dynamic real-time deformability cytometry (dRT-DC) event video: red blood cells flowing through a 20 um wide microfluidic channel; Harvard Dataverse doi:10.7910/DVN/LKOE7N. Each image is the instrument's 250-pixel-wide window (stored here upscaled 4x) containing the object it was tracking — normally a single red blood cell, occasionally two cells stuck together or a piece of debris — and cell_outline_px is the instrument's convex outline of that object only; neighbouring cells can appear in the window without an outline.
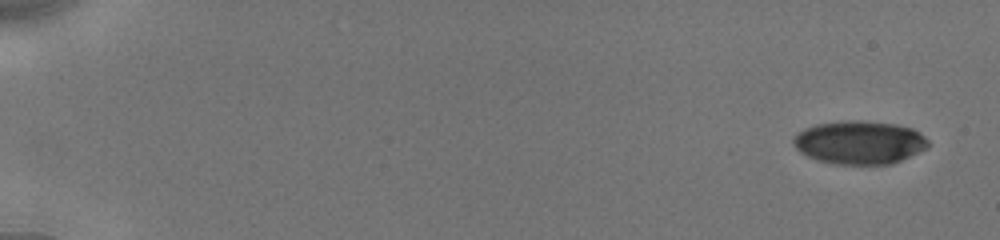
{"species": "human", "species_latin": "Homo sapiens", "temperature_condition": "cold", "stored_images_in_passage": 22, "camera_frame_rate_fps": 3000, "um_per_image_px": 0.085, "donor": {"sex": "male"}, "frame": {"image": 1, "passage_image": 1, "time_ms": 0.0, "image_size_px": [1000, 240], "cell_outline_px": [[928, 148], [892, 164], [836, 164], [816, 160], [800, 152], [796, 148], [792, 140], [796, 132], [804, 128], [816, 124], [844, 120], [864, 120], [896, 124], [912, 128], [920, 132], [928, 140]], "centroid_in_image_um": [73.05, 12.09], "position_along_channel_um": 12.0, "area_um2": 34.33}}
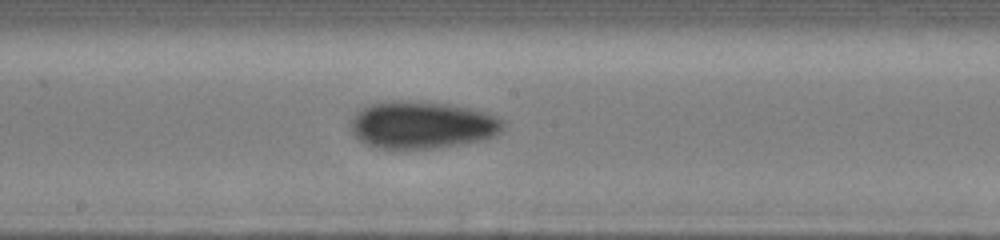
{"frame": {"image": 2, "passage_image": 13, "time_ms": 9.667, "image_size_px": [1000, 240], "cell_outline_px": [[504, 128], [496, 136], [484, 140], [436, 148], [376, 148], [364, 144], [352, 132], [352, 116], [356, 112], [368, 104], [392, 100], [400, 100], [448, 104], [488, 112], [500, 116], [504, 120]], "centroid_in_image_um": [35.91, 10.62], "position_along_channel_um": 212.3, "area_um2": 42.31}}
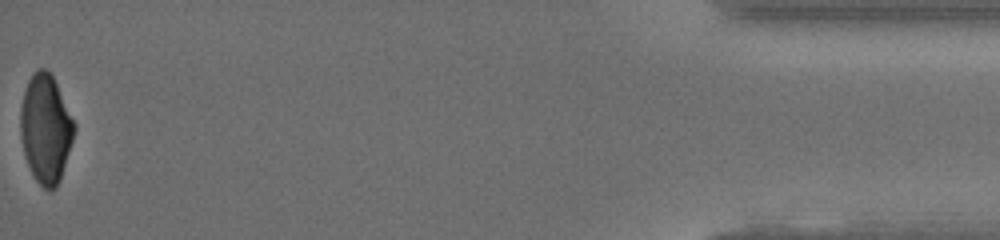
{"frame": {"image": 3, "passage_image": 22, "time_ms": 17.333, "image_size_px": [1000, 240], "cell_outline_px": [[76, 128], [60, 180], [56, 188], [48, 192], [32, 176], [24, 156], [20, 136], [20, 108], [24, 92], [28, 80], [32, 72], [40, 68], [44, 68], [52, 76], [76, 124]], "centroid_in_image_um": [3.86, 10.97], "position_along_channel_um": 431.3, "area_um2": 34.1}, "authors_computed_cell_mechanics": {"area_um2": 39.3618, "velocity_mm_per_s": 3.9036, "shape_relaxation_time_tau1_ms": 4.8357, "shape_relaxation_time_tau2_ms": 3.2045, "deformation_change_tau1": 0.1087, "deformation_change_tau2": 0.0657}}